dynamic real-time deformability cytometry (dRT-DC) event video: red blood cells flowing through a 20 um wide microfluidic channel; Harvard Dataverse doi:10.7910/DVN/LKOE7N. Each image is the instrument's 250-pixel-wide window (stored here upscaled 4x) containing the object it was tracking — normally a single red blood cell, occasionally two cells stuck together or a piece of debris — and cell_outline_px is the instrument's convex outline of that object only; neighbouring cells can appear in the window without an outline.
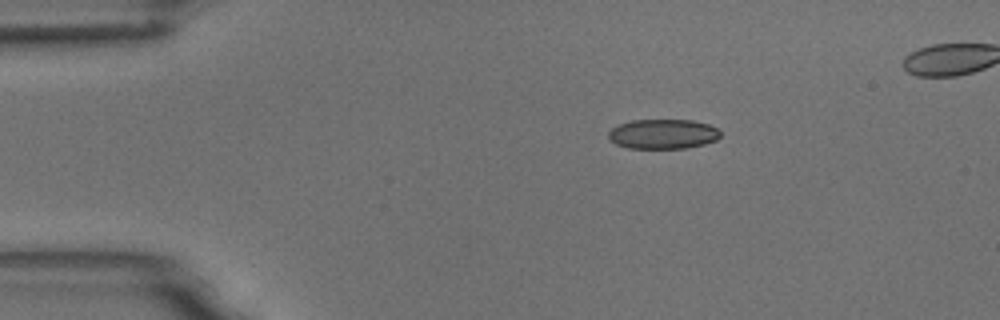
{"species": "common noctule bat (a hibernating species)", "species_latin": "Nyctalus noctula", "temperature_condition": "room temperature", "stored_images_in_passage": 4, "camera_frame_rate_fps": 3000, "um_per_image_px": 0.085, "animal": {"sex": "male", "body_mass_g": 18.8}, "frame": {"image": 1, "passage_image": 1, "time_ms": 0.0, "image_size_px": [1000, 320], "cell_outline_px": [[720, 136], [716, 140], [704, 144], [684, 148], [628, 148], [616, 144], [608, 140], [608, 132], [612, 128], [620, 124], [632, 120], [692, 120], [708, 124], [716, 128], [720, 132]], "centroid_in_image_um": [56.33, 11.39], "position_along_channel_um": 28.7, "area_um2": 19.36}}